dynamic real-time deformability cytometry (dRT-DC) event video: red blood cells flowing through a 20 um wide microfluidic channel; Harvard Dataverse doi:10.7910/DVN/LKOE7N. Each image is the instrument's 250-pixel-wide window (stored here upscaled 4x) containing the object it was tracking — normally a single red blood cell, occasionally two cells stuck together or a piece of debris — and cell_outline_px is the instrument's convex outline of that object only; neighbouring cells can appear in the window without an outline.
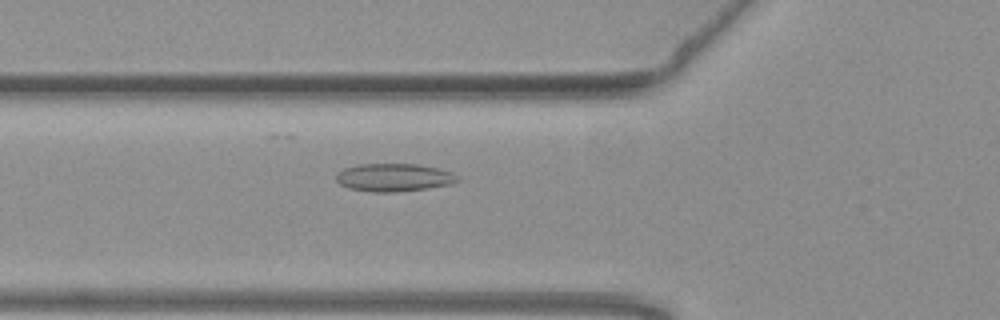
{"species": "common noctule bat (a hibernating species)", "species_latin": "Nyctalus noctula", "temperature_condition": "warm", "stored_images_in_passage": 46, "camera_frame_rate_fps": 3000, "um_per_image_px": 0.085, "animal": {"sex": "female", "body_mass_g": 19.3, "forearm_length_mm": 54.1}, "frame": {"image": 1, "passage_image": 11, "time_ms": 3.333, "image_size_px": [1000, 320], "cell_outline_px": [[460, 180], [452, 184], [428, 188], [396, 192], [372, 192], [348, 188], [340, 184], [336, 180], [336, 172], [344, 168], [360, 164], [416, 164], [440, 168], [452, 172], [460, 176]], "centroid_in_image_um": [33.51, 15.08], "position_along_channel_um": 92.3, "area_um2": 20.0}}
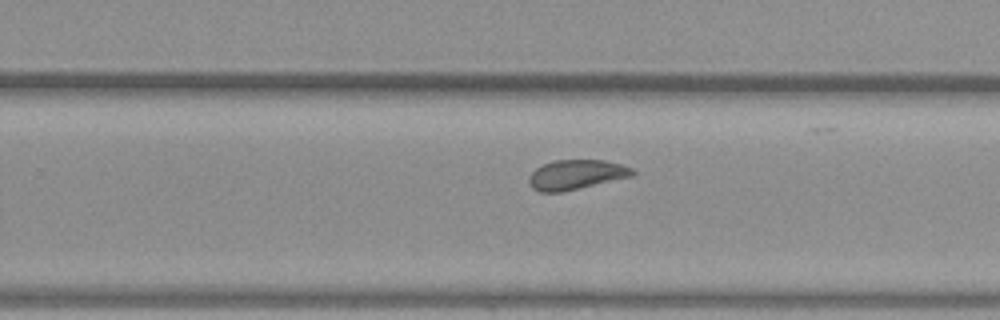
{"frame": {"image": 2, "passage_image": 26, "time_ms": 8.333, "image_size_px": [1000, 320], "cell_outline_px": [[636, 172], [632, 176], [560, 192], [540, 192], [532, 188], [528, 184], [528, 176], [536, 168], [552, 160], [604, 160], [620, 164], [632, 168]], "centroid_in_image_um": [48.93, 14.84], "position_along_channel_um": 280.9, "area_um2": 17.8}}
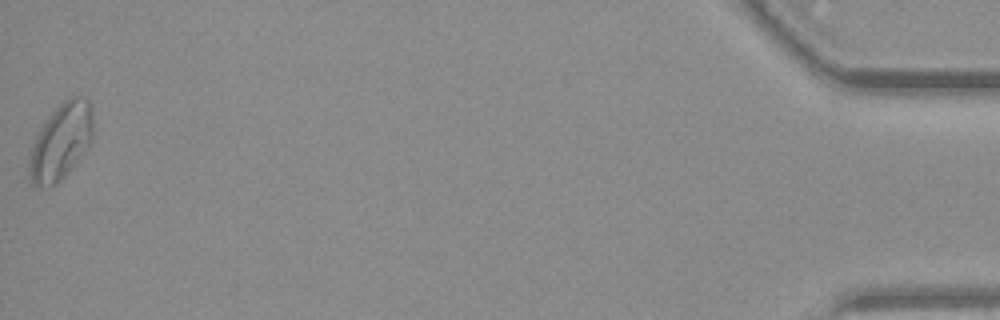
{"frame": {"image": 3, "passage_image": 46, "time_ms": 15.0, "image_size_px": [1000, 320], "cell_outline_px": [[92, 136], [88, 144], [72, 168], [56, 184], [48, 188], [36, 188], [32, 184], [28, 172], [28, 160], [36, 136], [52, 112], [64, 100], [72, 96], [88, 96], [92, 104]], "centroid_in_image_um": [5.17, 12.05], "position_along_channel_um": 430.0, "area_um2": 28.26}, "authors_computed_cell_mechanics": {"area_um2": 19.074, "velocity_mm_per_s": 3.7646, "shape_relaxation_time_tau1_ms": 10.8365, "shape_relaxation_time_tau2_ms": 2.0491, "deformation_change_tau1": 0.1848, "deformation_change_tau2": 0.0848}}